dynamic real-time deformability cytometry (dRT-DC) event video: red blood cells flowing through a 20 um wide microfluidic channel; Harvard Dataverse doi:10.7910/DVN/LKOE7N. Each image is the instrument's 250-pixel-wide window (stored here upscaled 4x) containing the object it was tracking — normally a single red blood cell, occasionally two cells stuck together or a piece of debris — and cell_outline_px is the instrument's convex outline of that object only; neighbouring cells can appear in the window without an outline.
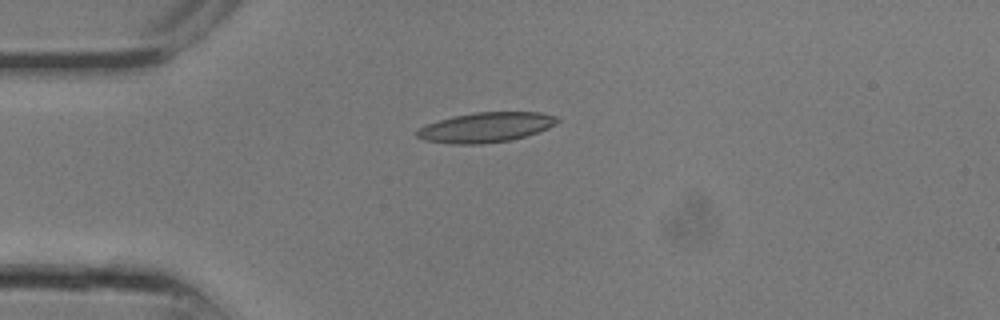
{"species": "common noctule bat (a hibernating species)", "species_latin": "Nyctalus noctula", "temperature_condition": "room temperature", "stored_images_in_passage": 7, "camera_frame_rate_fps": 3000, "um_per_image_px": 0.085, "animal": {"sex": "male", "body_mass_g": 13.3}, "frame": {"image": 1, "passage_image": 1, "time_ms": 0.0, "image_size_px": [1000, 320], "cell_outline_px": [[560, 120], [556, 124], [548, 128], [528, 136], [508, 140], [480, 144], [448, 144], [424, 140], [416, 136], [416, 132], [420, 128], [428, 124], [452, 116], [476, 112], [540, 112], [556, 116]], "centroid_in_image_um": [41.32, 10.82], "position_along_channel_um": 43.7, "area_um2": 24.45}}
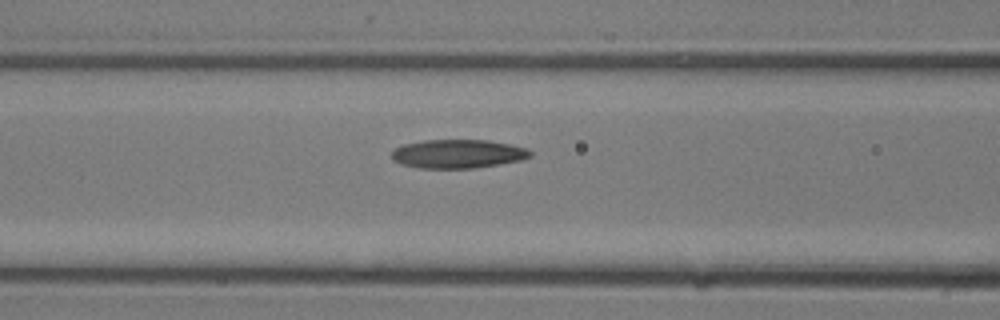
{"frame": {"image": 2, "passage_image": 5, "time_ms": 1.333, "image_size_px": [1000, 320], "cell_outline_px": [[532, 156], [520, 160], [500, 164], [472, 168], [420, 168], [400, 164], [392, 160], [392, 152], [396, 148], [404, 144], [424, 140], [488, 140], [528, 148], [532, 152]], "centroid_in_image_um": [38.92, 13.08], "position_along_channel_um": 127.7, "area_um2": 23.18}}
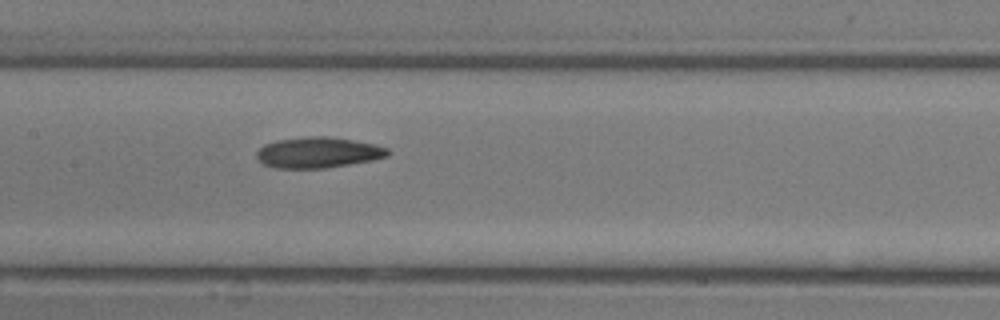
{"frame": {"image": 3, "passage_image": 7, "time_ms": 2.0, "image_size_px": [1000, 320], "cell_outline_px": [[392, 152], [388, 156], [372, 160], [324, 168], [272, 168], [260, 164], [256, 156], [256, 152], [264, 144], [276, 140], [308, 136], [328, 136], [376, 144], [388, 148]], "centroid_in_image_um": [27.01, 12.96], "position_along_channel_um": 180.4, "area_um2": 23.76}}